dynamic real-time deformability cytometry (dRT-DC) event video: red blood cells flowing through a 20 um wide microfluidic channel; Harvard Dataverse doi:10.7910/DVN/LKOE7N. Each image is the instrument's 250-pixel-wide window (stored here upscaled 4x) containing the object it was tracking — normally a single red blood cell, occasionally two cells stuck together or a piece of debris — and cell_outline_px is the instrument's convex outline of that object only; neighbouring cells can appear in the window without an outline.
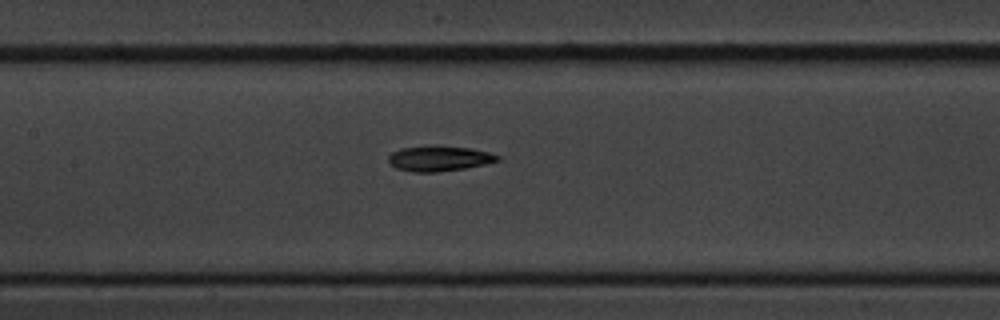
{"species": "common noctule bat (a hibernating species)", "species_latin": "Nyctalus noctula", "temperature_condition": "cold", "stored_images_in_passage": 9, "segment_of_instrument_passage": [2, 2], "camera_frame_rate_fps": 3000, "um_per_image_px": 0.085, "animal": {"sex": "male", "body_mass_g": 20.1, "forearm_length_mm": 53.5}, "frame": {"image": 1, "passage_image": 9, "time_ms": 10.0, "image_size_px": [1000, 320], "cell_outline_px": [[500, 160], [484, 164], [464, 168], [436, 172], [416, 172], [396, 168], [388, 160], [388, 156], [392, 152], [400, 148], [436, 144], [472, 148], [488, 152], [500, 156]], "centroid_in_image_um": [37.32, 13.44], "position_along_channel_um": 170.1, "area_um2": 16.24}}